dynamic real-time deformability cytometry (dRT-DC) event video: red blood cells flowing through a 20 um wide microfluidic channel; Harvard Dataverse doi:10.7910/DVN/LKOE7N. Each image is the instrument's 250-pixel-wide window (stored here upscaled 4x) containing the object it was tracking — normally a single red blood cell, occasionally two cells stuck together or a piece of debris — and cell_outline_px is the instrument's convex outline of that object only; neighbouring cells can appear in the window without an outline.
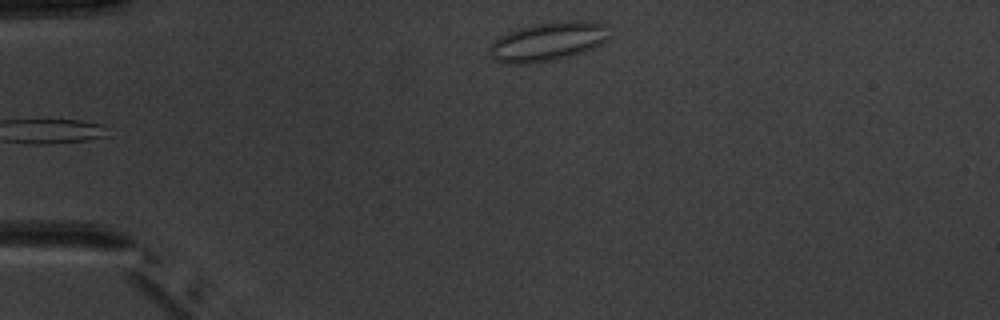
{"species": "common noctule bat (a hibernating species)", "species_latin": "Nyctalus noctula", "temperature_condition": "warm", "stored_images_in_passage": 5, "camera_frame_rate_fps": 3000, "um_per_image_px": 0.085, "animal": {"sex": "male", "body_mass_g": 20.1, "forearm_length_mm": 53.5}, "frame": {"image": 1, "passage_image": 5, "time_ms": 5.0, "image_size_px": [1000, 320], "cell_outline_px": [[604, 40], [600, 44], [584, 52], [552, 60], [528, 64], [500, 64], [488, 56], [488, 44], [500, 36], [508, 32], [520, 28], [540, 24], [564, 20], [584, 20], [604, 24]], "centroid_in_image_um": [46.42, 3.56], "position_along_channel_um": 38.6, "area_um2": 26.93}}